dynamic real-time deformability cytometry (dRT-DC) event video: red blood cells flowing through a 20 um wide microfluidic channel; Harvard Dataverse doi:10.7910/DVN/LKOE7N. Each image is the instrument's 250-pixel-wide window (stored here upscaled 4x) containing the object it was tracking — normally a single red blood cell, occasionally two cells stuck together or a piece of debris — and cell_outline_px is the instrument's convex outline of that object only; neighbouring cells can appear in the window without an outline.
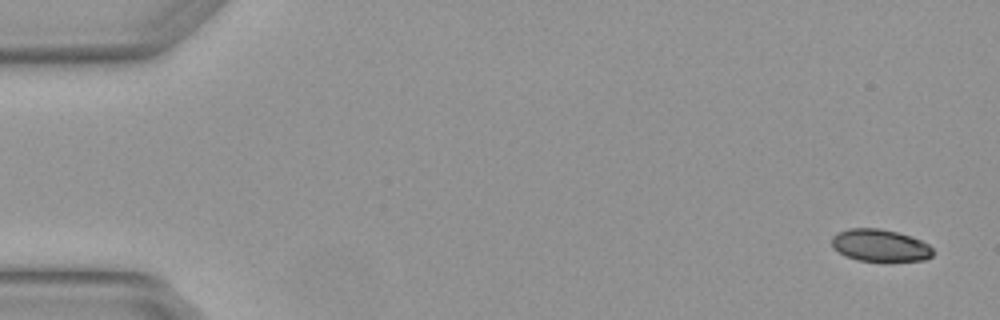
{"species": "Egyptian fruit bat (a non-hibernating species)", "species_latin": "Rousettus aegyptiacus", "temperature_condition": "warm", "stored_images_in_passage": 4, "camera_frame_rate_fps": 3000, "um_per_image_px": 0.085, "animal": {"sex": "female"}, "frame": {"image": 1, "passage_image": 1, "time_ms": 0.0, "image_size_px": [1000, 320], "cell_outline_px": [[932, 256], [924, 260], [888, 264], [860, 260], [848, 256], [832, 248], [832, 236], [836, 232], [848, 228], [880, 228], [912, 236], [928, 244], [932, 248]], "centroid_in_image_um": [74.83, 20.89], "position_along_channel_um": 10.2, "area_um2": 19.65}}